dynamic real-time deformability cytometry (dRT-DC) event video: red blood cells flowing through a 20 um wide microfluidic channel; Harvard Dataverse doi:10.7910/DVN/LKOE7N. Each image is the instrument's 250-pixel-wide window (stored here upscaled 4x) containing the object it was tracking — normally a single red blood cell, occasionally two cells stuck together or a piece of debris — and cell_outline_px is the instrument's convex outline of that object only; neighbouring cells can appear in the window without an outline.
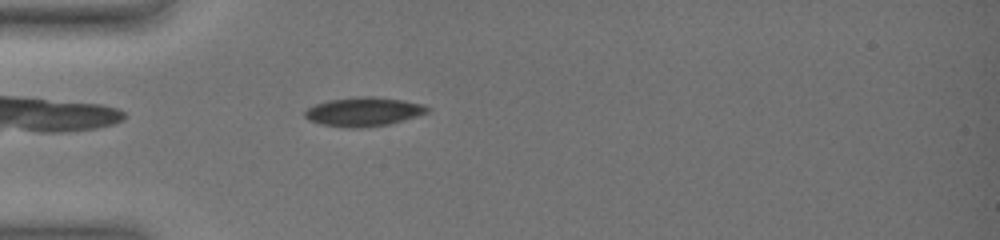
{"species": "common noctule bat (a hibernating species)", "species_latin": "Nyctalus noctula", "temperature_condition": "warm", "stored_images_in_passage": 45, "camera_frame_rate_fps": 3000, "um_per_image_px": 0.085, "animal": {"sex": "female", "body_mass_g": 19.0, "forearm_length_mm": 51.5}, "frame": {"image": 1, "passage_image": 5, "time_ms": 1.0, "image_size_px": [1000, 240], "cell_outline_px": [[428, 108], [424, 112], [388, 124], [360, 128], [352, 128], [324, 124], [312, 120], [304, 116], [304, 112], [308, 108], [316, 104], [328, 100], [356, 96], [372, 96], [400, 100], [420, 104]], "centroid_in_image_um": [30.81, 9.48], "position_along_channel_um": 54.2, "area_um2": 19.88}}
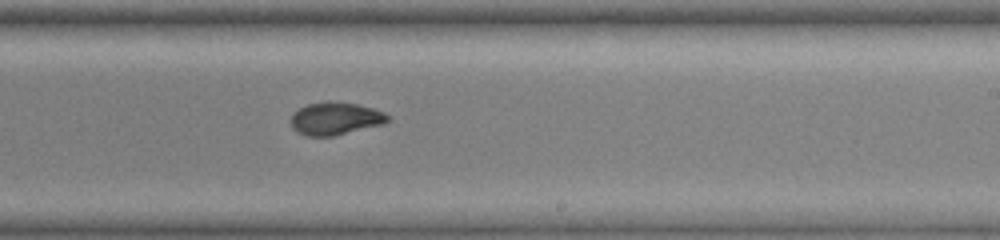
{"frame": {"image": 2, "passage_image": 24, "time_ms": 7.0, "image_size_px": [1000, 240], "cell_outline_px": [[392, 120], [384, 124], [336, 136], [308, 136], [292, 128], [292, 116], [300, 108], [308, 104], [328, 100], [336, 100], [356, 104], [372, 108], [384, 112]], "centroid_in_image_um": [28.57, 10.07], "position_along_channel_um": 260.4, "area_um2": 18.55}}
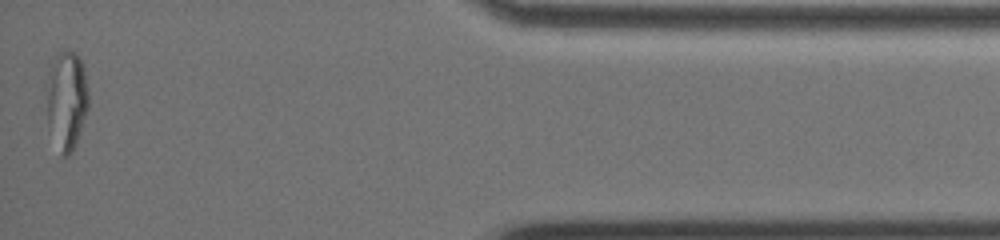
{"frame": {"image": 3, "passage_image": 44, "time_ms": 13.0, "image_size_px": [1000, 240], "cell_outline_px": [[88, 108], [80, 132], [72, 152], [68, 156], [60, 156], [48, 124], [48, 72], [56, 52], [68, 48], [76, 52], [84, 68], [88, 92]], "centroid_in_image_um": [5.67, 8.48], "position_along_channel_um": 429.5, "area_um2": 24.16}, "authors_computed_cell_mechanics": {"area_um2": 19.5364, "velocity_mm_per_s": 3.6305, "shape_relaxation_time_tau1_ms": null, "shape_relaxation_time_tau2_ms": 1.8967, "deformation_change_tau1": null, "deformation_change_tau2": 0.0349}}